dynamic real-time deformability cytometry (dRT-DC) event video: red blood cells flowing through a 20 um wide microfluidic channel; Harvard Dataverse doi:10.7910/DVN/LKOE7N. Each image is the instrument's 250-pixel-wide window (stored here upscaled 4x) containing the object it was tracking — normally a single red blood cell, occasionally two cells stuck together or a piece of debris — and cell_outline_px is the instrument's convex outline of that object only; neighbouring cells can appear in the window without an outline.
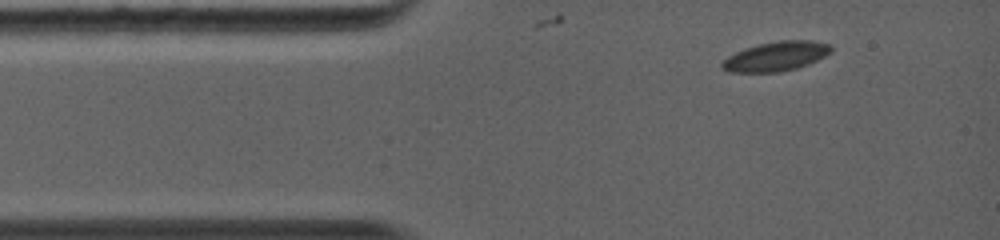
{"species": "common noctule bat (a hibernating species)", "species_latin": "Nyctalus noctula", "temperature_condition": "warm", "stored_images_in_passage": 54, "camera_frame_rate_fps": 5000, "um_per_image_px": 0.085, "animal": {"sex": "female", "body_mass_g": 19.0, "forearm_length_mm": 56.7}, "frame": {"image": 1, "passage_image": 1, "time_ms": 0.0, "image_size_px": [1000, 240], "cell_outline_px": [[832, 52], [808, 64], [796, 68], [780, 72], [732, 72], [720, 68], [720, 64], [728, 56], [744, 48], [756, 44], [780, 40], [812, 40], [832, 44]], "centroid_in_image_um": [65.97, 4.77], "position_along_channel_um": 19.0, "area_um2": 18.84}}
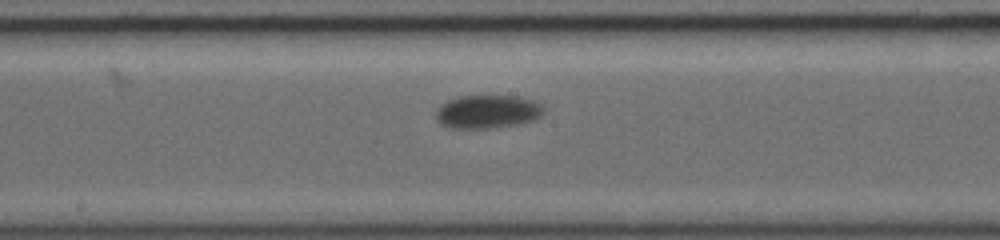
{"frame": {"image": 2, "passage_image": 24, "time_ms": 5.6, "image_size_px": [1000, 240], "cell_outline_px": [[544, 112], [536, 120], [520, 124], [492, 128], [452, 128], [440, 124], [436, 120], [436, 108], [440, 104], [448, 100], [460, 96], [520, 96], [544, 104]], "centroid_in_image_um": [41.46, 9.49], "position_along_channel_um": 206.7, "area_um2": 21.33}}
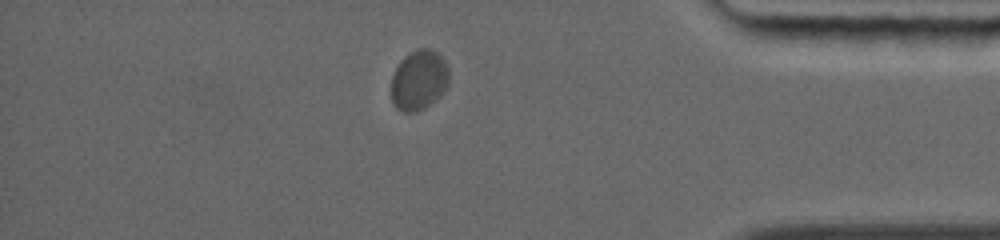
{"frame": {"image": 3, "passage_image": 46, "time_ms": 11.0, "image_size_px": [1000, 240], "cell_outline_px": [[448, 80], [440, 96], [436, 100], [424, 108], [416, 112], [404, 112], [396, 108], [392, 100], [392, 76], [400, 60], [404, 56], [420, 48], [428, 48], [436, 52], [444, 60], [448, 68]], "centroid_in_image_um": [35.59, 6.82], "position_along_channel_um": 399.6, "area_um2": 20.0}, "authors_computed_cell_mechanics": {"area_um2": 19.9121, "velocity_mm_per_s": 4.0723, "shape_relaxation_time_tau1_ms": 1.0471, "shape_relaxation_time_tau2_ms": null, "deformation_change_tau1": 0.0495, "deformation_change_tau2": null}}